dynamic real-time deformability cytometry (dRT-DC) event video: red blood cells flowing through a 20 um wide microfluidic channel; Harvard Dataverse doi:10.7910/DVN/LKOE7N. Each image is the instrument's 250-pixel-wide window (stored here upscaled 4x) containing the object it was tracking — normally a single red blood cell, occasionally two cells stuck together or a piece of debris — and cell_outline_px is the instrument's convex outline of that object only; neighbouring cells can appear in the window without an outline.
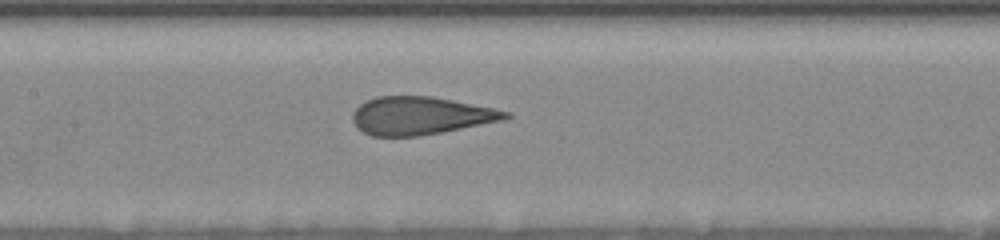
{"species": "human", "species_latin": "Homo sapiens", "temperature_condition": "room temperature", "stored_images_in_passage": 12, "camera_frame_rate_fps": 3000, "um_per_image_px": 0.085, "donor": {"sex": "female"}, "frame": {"image": 1, "passage_image": 11, "time_ms": 4.667, "image_size_px": [1000, 240], "cell_outline_px": [[512, 116], [508, 120], [420, 136], [372, 136], [356, 128], [352, 120], [352, 112], [364, 100], [376, 96], [432, 96], [512, 112]], "centroid_in_image_um": [35.75, 9.84], "position_along_channel_um": 171.6, "area_um2": 34.16}}